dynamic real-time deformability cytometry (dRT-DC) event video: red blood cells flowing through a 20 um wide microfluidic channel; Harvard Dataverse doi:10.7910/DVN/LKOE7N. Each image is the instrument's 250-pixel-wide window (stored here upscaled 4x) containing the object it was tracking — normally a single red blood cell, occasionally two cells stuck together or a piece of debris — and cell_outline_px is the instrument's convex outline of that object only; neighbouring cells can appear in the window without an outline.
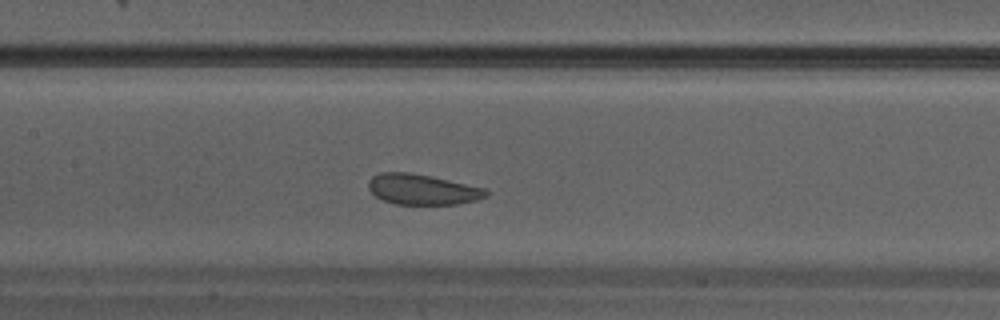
{"species": "Egyptian fruit bat (a non-hibernating species)", "species_latin": "Rousettus aegyptiacus", "temperature_condition": "warm", "stored_images_in_passage": 17, "camera_frame_rate_fps": 3000, "um_per_image_px": 0.085, "animal": {"sex": "male"}, "frame": {"image": 1, "passage_image": 7, "time_ms": 2.0, "image_size_px": [1000, 320], "cell_outline_px": [[488, 196], [476, 200], [456, 204], [396, 204], [384, 200], [376, 196], [368, 188], [368, 180], [372, 176], [380, 172], [408, 172], [488, 188]], "centroid_in_image_um": [35.91, 16.1], "position_along_channel_um": 171.5, "area_um2": 20.81}}
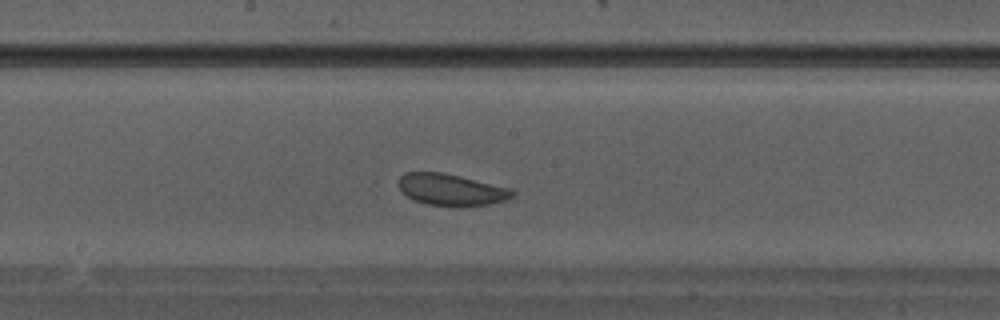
{"frame": {"image": 2, "passage_image": 9, "time_ms": 2.667, "image_size_px": [1000, 320], "cell_outline_px": [[516, 192], [512, 196], [504, 200], [492, 204], [452, 208], [428, 204], [412, 200], [400, 192], [396, 184], [400, 176], [404, 172], [440, 172], [460, 176], [512, 188]], "centroid_in_image_um": [38.31, 16.14], "position_along_channel_um": 209.9, "area_um2": 21.62}}